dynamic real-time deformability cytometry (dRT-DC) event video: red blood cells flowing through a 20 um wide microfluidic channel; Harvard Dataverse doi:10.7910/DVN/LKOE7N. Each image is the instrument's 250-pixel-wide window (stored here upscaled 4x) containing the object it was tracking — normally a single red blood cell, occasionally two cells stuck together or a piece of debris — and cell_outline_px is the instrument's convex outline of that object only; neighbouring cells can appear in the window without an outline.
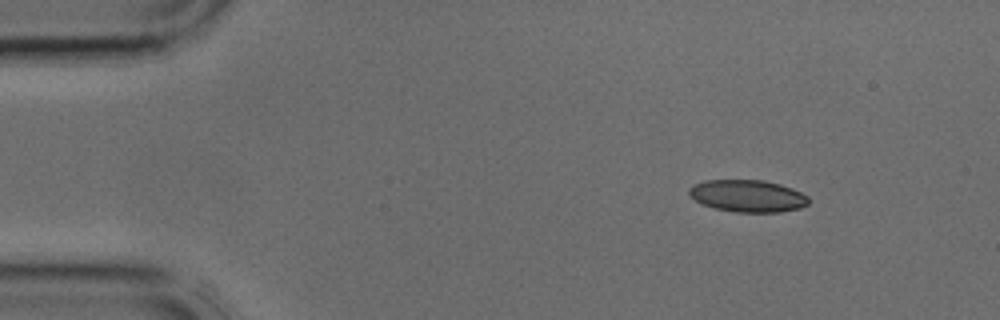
{"species": "common noctule bat (a hibernating species)", "species_latin": "Nyctalus noctula", "temperature_condition": "cold", "stored_images_in_passage": 3, "camera_frame_rate_fps": 3000, "um_per_image_px": 0.085, "animal": {"sex": "male", "body_mass_g": 17.9, "forearm_length_mm": 54.2}, "frame": {"image": 1, "passage_image": 1, "time_ms": 0.0, "image_size_px": [1000, 320], "cell_outline_px": [[808, 204], [800, 208], [780, 212], [736, 212], [716, 208], [700, 204], [688, 192], [688, 188], [704, 180], [764, 180], [780, 184], [792, 188], [808, 196]], "centroid_in_image_um": [63.56, 16.65], "position_along_channel_um": 21.4, "area_um2": 22.31}}
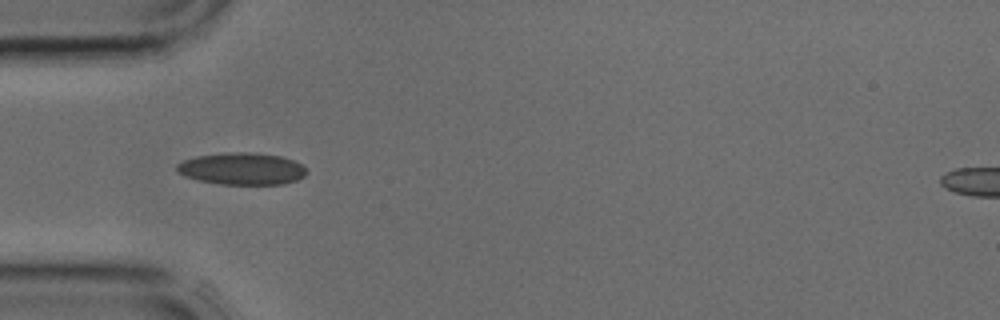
{"frame": {"image": 2, "passage_image": 3, "time_ms": 0.667, "image_size_px": [1000, 320], "cell_outline_px": [[308, 172], [304, 176], [296, 180], [284, 184], [220, 184], [200, 180], [184, 176], [176, 172], [176, 164], [184, 160], [196, 156], [224, 152], [252, 152], [280, 156], [292, 160], [308, 168]], "centroid_in_image_um": [20.56, 14.33], "position_along_channel_um": 64.4, "area_um2": 24.33}}